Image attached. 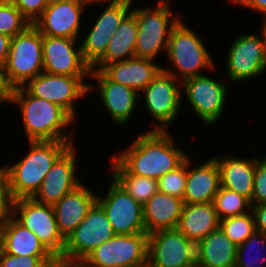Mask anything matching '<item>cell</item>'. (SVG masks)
Instances as JSON below:
<instances>
[{
	"label": "cell",
	"mask_w": 266,
	"mask_h": 267,
	"mask_svg": "<svg viewBox=\"0 0 266 267\" xmlns=\"http://www.w3.org/2000/svg\"><path fill=\"white\" fill-rule=\"evenodd\" d=\"M176 148L165 127L158 125L141 134L127 150L113 158L129 173L159 179L179 167L187 158Z\"/></svg>",
	"instance_id": "6da1fadb"
},
{
	"label": "cell",
	"mask_w": 266,
	"mask_h": 267,
	"mask_svg": "<svg viewBox=\"0 0 266 267\" xmlns=\"http://www.w3.org/2000/svg\"><path fill=\"white\" fill-rule=\"evenodd\" d=\"M30 152L15 165L0 168L5 179L8 201L32 198L55 162L73 141H29Z\"/></svg>",
	"instance_id": "7a4b0ae2"
},
{
	"label": "cell",
	"mask_w": 266,
	"mask_h": 267,
	"mask_svg": "<svg viewBox=\"0 0 266 267\" xmlns=\"http://www.w3.org/2000/svg\"><path fill=\"white\" fill-rule=\"evenodd\" d=\"M11 103L20 106L29 141H72L62 127L74 119L59 105L31 95L24 86L15 88Z\"/></svg>",
	"instance_id": "3957f363"
},
{
	"label": "cell",
	"mask_w": 266,
	"mask_h": 267,
	"mask_svg": "<svg viewBox=\"0 0 266 267\" xmlns=\"http://www.w3.org/2000/svg\"><path fill=\"white\" fill-rule=\"evenodd\" d=\"M42 47L43 35L33 24L11 38L4 69L15 88L24 86L44 71Z\"/></svg>",
	"instance_id": "277c9868"
},
{
	"label": "cell",
	"mask_w": 266,
	"mask_h": 267,
	"mask_svg": "<svg viewBox=\"0 0 266 267\" xmlns=\"http://www.w3.org/2000/svg\"><path fill=\"white\" fill-rule=\"evenodd\" d=\"M12 212H19V216L13 218L31 230L54 257L63 255L66 239L59 232L52 205L33 198H19L9 202V213Z\"/></svg>",
	"instance_id": "5b68a950"
},
{
	"label": "cell",
	"mask_w": 266,
	"mask_h": 267,
	"mask_svg": "<svg viewBox=\"0 0 266 267\" xmlns=\"http://www.w3.org/2000/svg\"><path fill=\"white\" fill-rule=\"evenodd\" d=\"M168 5L169 1H160L154 10L151 8L132 10L138 24L135 57L153 60L159 51L167 52L171 31L180 22L176 17L169 21L173 12Z\"/></svg>",
	"instance_id": "8992f818"
},
{
	"label": "cell",
	"mask_w": 266,
	"mask_h": 267,
	"mask_svg": "<svg viewBox=\"0 0 266 267\" xmlns=\"http://www.w3.org/2000/svg\"><path fill=\"white\" fill-rule=\"evenodd\" d=\"M148 233L116 234L81 262L85 267H124L147 264Z\"/></svg>",
	"instance_id": "52a82bcc"
},
{
	"label": "cell",
	"mask_w": 266,
	"mask_h": 267,
	"mask_svg": "<svg viewBox=\"0 0 266 267\" xmlns=\"http://www.w3.org/2000/svg\"><path fill=\"white\" fill-rule=\"evenodd\" d=\"M115 235L105 211L96 201L87 216L66 238L64 252L60 259L82 262L96 247Z\"/></svg>",
	"instance_id": "ba28073f"
},
{
	"label": "cell",
	"mask_w": 266,
	"mask_h": 267,
	"mask_svg": "<svg viewBox=\"0 0 266 267\" xmlns=\"http://www.w3.org/2000/svg\"><path fill=\"white\" fill-rule=\"evenodd\" d=\"M167 54L181 80L203 75L199 70L213 68L212 58L202 40L181 20L171 31Z\"/></svg>",
	"instance_id": "9c48e42d"
},
{
	"label": "cell",
	"mask_w": 266,
	"mask_h": 267,
	"mask_svg": "<svg viewBox=\"0 0 266 267\" xmlns=\"http://www.w3.org/2000/svg\"><path fill=\"white\" fill-rule=\"evenodd\" d=\"M148 267H196V244L177 228L148 236Z\"/></svg>",
	"instance_id": "30bf717a"
},
{
	"label": "cell",
	"mask_w": 266,
	"mask_h": 267,
	"mask_svg": "<svg viewBox=\"0 0 266 267\" xmlns=\"http://www.w3.org/2000/svg\"><path fill=\"white\" fill-rule=\"evenodd\" d=\"M83 78L84 76L54 75L43 71L28 81L24 88L37 98L59 105L74 119V100L84 97L92 89L90 84L84 83Z\"/></svg>",
	"instance_id": "8fae6325"
},
{
	"label": "cell",
	"mask_w": 266,
	"mask_h": 267,
	"mask_svg": "<svg viewBox=\"0 0 266 267\" xmlns=\"http://www.w3.org/2000/svg\"><path fill=\"white\" fill-rule=\"evenodd\" d=\"M106 197L97 202L102 206L116 234L146 233L143 206L114 179Z\"/></svg>",
	"instance_id": "7c38bea8"
},
{
	"label": "cell",
	"mask_w": 266,
	"mask_h": 267,
	"mask_svg": "<svg viewBox=\"0 0 266 267\" xmlns=\"http://www.w3.org/2000/svg\"><path fill=\"white\" fill-rule=\"evenodd\" d=\"M132 0L109 1L95 25L80 45L84 61L92 68L105 54L110 39L131 11Z\"/></svg>",
	"instance_id": "4fadbf2b"
},
{
	"label": "cell",
	"mask_w": 266,
	"mask_h": 267,
	"mask_svg": "<svg viewBox=\"0 0 266 267\" xmlns=\"http://www.w3.org/2000/svg\"><path fill=\"white\" fill-rule=\"evenodd\" d=\"M181 83L196 115L206 124L217 122L225 107L226 84L204 75L187 78Z\"/></svg>",
	"instance_id": "5bb4252c"
},
{
	"label": "cell",
	"mask_w": 266,
	"mask_h": 267,
	"mask_svg": "<svg viewBox=\"0 0 266 267\" xmlns=\"http://www.w3.org/2000/svg\"><path fill=\"white\" fill-rule=\"evenodd\" d=\"M174 72L162 68L154 79L142 90L149 114L159 123H172L180 110L181 91Z\"/></svg>",
	"instance_id": "9a60e30c"
},
{
	"label": "cell",
	"mask_w": 266,
	"mask_h": 267,
	"mask_svg": "<svg viewBox=\"0 0 266 267\" xmlns=\"http://www.w3.org/2000/svg\"><path fill=\"white\" fill-rule=\"evenodd\" d=\"M76 39L43 35L44 72L54 75L86 76L91 67L82 57L81 47L75 49Z\"/></svg>",
	"instance_id": "2e32d148"
},
{
	"label": "cell",
	"mask_w": 266,
	"mask_h": 267,
	"mask_svg": "<svg viewBox=\"0 0 266 267\" xmlns=\"http://www.w3.org/2000/svg\"><path fill=\"white\" fill-rule=\"evenodd\" d=\"M85 0H51L33 25L44 36L77 39Z\"/></svg>",
	"instance_id": "e0dca14e"
},
{
	"label": "cell",
	"mask_w": 266,
	"mask_h": 267,
	"mask_svg": "<svg viewBox=\"0 0 266 267\" xmlns=\"http://www.w3.org/2000/svg\"><path fill=\"white\" fill-rule=\"evenodd\" d=\"M227 57V71L232 82L258 76L266 70L263 40L257 34L238 36Z\"/></svg>",
	"instance_id": "ac0fdd59"
},
{
	"label": "cell",
	"mask_w": 266,
	"mask_h": 267,
	"mask_svg": "<svg viewBox=\"0 0 266 267\" xmlns=\"http://www.w3.org/2000/svg\"><path fill=\"white\" fill-rule=\"evenodd\" d=\"M72 145L50 168L39 190L32 197L35 201L54 205L67 193L83 183L75 175V150Z\"/></svg>",
	"instance_id": "d6986e66"
},
{
	"label": "cell",
	"mask_w": 266,
	"mask_h": 267,
	"mask_svg": "<svg viewBox=\"0 0 266 267\" xmlns=\"http://www.w3.org/2000/svg\"><path fill=\"white\" fill-rule=\"evenodd\" d=\"M90 74L98 81L101 100L111 119L117 124H126L141 94L131 87L109 80L100 70L91 69Z\"/></svg>",
	"instance_id": "ffe728a7"
},
{
	"label": "cell",
	"mask_w": 266,
	"mask_h": 267,
	"mask_svg": "<svg viewBox=\"0 0 266 267\" xmlns=\"http://www.w3.org/2000/svg\"><path fill=\"white\" fill-rule=\"evenodd\" d=\"M96 201V194L81 184L52 205L59 232L65 239L87 216Z\"/></svg>",
	"instance_id": "44dd1931"
},
{
	"label": "cell",
	"mask_w": 266,
	"mask_h": 267,
	"mask_svg": "<svg viewBox=\"0 0 266 267\" xmlns=\"http://www.w3.org/2000/svg\"><path fill=\"white\" fill-rule=\"evenodd\" d=\"M187 157V180L184 193L185 204L213 202L221 186L220 169L216 158L189 170Z\"/></svg>",
	"instance_id": "7402d4cb"
},
{
	"label": "cell",
	"mask_w": 266,
	"mask_h": 267,
	"mask_svg": "<svg viewBox=\"0 0 266 267\" xmlns=\"http://www.w3.org/2000/svg\"><path fill=\"white\" fill-rule=\"evenodd\" d=\"M152 59L133 57L104 65L100 71L109 79L142 91L160 72Z\"/></svg>",
	"instance_id": "603a6c76"
},
{
	"label": "cell",
	"mask_w": 266,
	"mask_h": 267,
	"mask_svg": "<svg viewBox=\"0 0 266 267\" xmlns=\"http://www.w3.org/2000/svg\"><path fill=\"white\" fill-rule=\"evenodd\" d=\"M184 200L158 191L143 205L146 233L176 229L184 207Z\"/></svg>",
	"instance_id": "cb8c5ba5"
},
{
	"label": "cell",
	"mask_w": 266,
	"mask_h": 267,
	"mask_svg": "<svg viewBox=\"0 0 266 267\" xmlns=\"http://www.w3.org/2000/svg\"><path fill=\"white\" fill-rule=\"evenodd\" d=\"M0 248L16 256H53L29 229L8 213L0 225Z\"/></svg>",
	"instance_id": "d4e9b609"
},
{
	"label": "cell",
	"mask_w": 266,
	"mask_h": 267,
	"mask_svg": "<svg viewBox=\"0 0 266 267\" xmlns=\"http://www.w3.org/2000/svg\"><path fill=\"white\" fill-rule=\"evenodd\" d=\"M237 247L219 227L196 245V267H235Z\"/></svg>",
	"instance_id": "484cf974"
},
{
	"label": "cell",
	"mask_w": 266,
	"mask_h": 267,
	"mask_svg": "<svg viewBox=\"0 0 266 267\" xmlns=\"http://www.w3.org/2000/svg\"><path fill=\"white\" fill-rule=\"evenodd\" d=\"M220 219L213 202L184 204L177 229L196 245L219 228Z\"/></svg>",
	"instance_id": "4316f807"
},
{
	"label": "cell",
	"mask_w": 266,
	"mask_h": 267,
	"mask_svg": "<svg viewBox=\"0 0 266 267\" xmlns=\"http://www.w3.org/2000/svg\"><path fill=\"white\" fill-rule=\"evenodd\" d=\"M216 162L220 169L221 187L233 190L251 201L257 159L227 156L225 159L217 158Z\"/></svg>",
	"instance_id": "83f0119b"
},
{
	"label": "cell",
	"mask_w": 266,
	"mask_h": 267,
	"mask_svg": "<svg viewBox=\"0 0 266 267\" xmlns=\"http://www.w3.org/2000/svg\"><path fill=\"white\" fill-rule=\"evenodd\" d=\"M137 33L136 15L133 11H130L114 32L104 56L91 69L97 67L96 70H100L106 64L135 57Z\"/></svg>",
	"instance_id": "f1b7e54d"
},
{
	"label": "cell",
	"mask_w": 266,
	"mask_h": 267,
	"mask_svg": "<svg viewBox=\"0 0 266 267\" xmlns=\"http://www.w3.org/2000/svg\"><path fill=\"white\" fill-rule=\"evenodd\" d=\"M113 179L142 206L158 192V180L129 174L113 157Z\"/></svg>",
	"instance_id": "f546056e"
},
{
	"label": "cell",
	"mask_w": 266,
	"mask_h": 267,
	"mask_svg": "<svg viewBox=\"0 0 266 267\" xmlns=\"http://www.w3.org/2000/svg\"><path fill=\"white\" fill-rule=\"evenodd\" d=\"M215 210L219 219L246 214L247 209L251 211L252 205L248 198L228 188L221 187L213 200ZM244 207H247L244 209Z\"/></svg>",
	"instance_id": "4dcf8cb0"
},
{
	"label": "cell",
	"mask_w": 266,
	"mask_h": 267,
	"mask_svg": "<svg viewBox=\"0 0 266 267\" xmlns=\"http://www.w3.org/2000/svg\"><path fill=\"white\" fill-rule=\"evenodd\" d=\"M219 227L237 246L256 231L254 215L248 213L223 218L220 220Z\"/></svg>",
	"instance_id": "1f68e13d"
},
{
	"label": "cell",
	"mask_w": 266,
	"mask_h": 267,
	"mask_svg": "<svg viewBox=\"0 0 266 267\" xmlns=\"http://www.w3.org/2000/svg\"><path fill=\"white\" fill-rule=\"evenodd\" d=\"M31 23L22 15L11 0L0 5V33L14 37L22 33Z\"/></svg>",
	"instance_id": "d6a6232c"
},
{
	"label": "cell",
	"mask_w": 266,
	"mask_h": 267,
	"mask_svg": "<svg viewBox=\"0 0 266 267\" xmlns=\"http://www.w3.org/2000/svg\"><path fill=\"white\" fill-rule=\"evenodd\" d=\"M187 180V158L176 169L158 179V191L183 199Z\"/></svg>",
	"instance_id": "836d02e7"
},
{
	"label": "cell",
	"mask_w": 266,
	"mask_h": 267,
	"mask_svg": "<svg viewBox=\"0 0 266 267\" xmlns=\"http://www.w3.org/2000/svg\"><path fill=\"white\" fill-rule=\"evenodd\" d=\"M260 239L261 241H258ZM257 241V242H256ZM266 244V235L264 233L255 231L245 242L242 244L238 245L237 247V255H236V261H235V267H263L260 265L259 262H261V259L259 255H255V262L249 260L247 261L245 259L244 252H248L249 250H254L256 246ZM256 245V246H255ZM255 246V248L253 247ZM257 249V248H256ZM264 249V248H263ZM266 250V249H265ZM258 251V249H257ZM259 252V251H258ZM252 256V255H251ZM266 260V257H264Z\"/></svg>",
	"instance_id": "e575fe53"
},
{
	"label": "cell",
	"mask_w": 266,
	"mask_h": 267,
	"mask_svg": "<svg viewBox=\"0 0 266 267\" xmlns=\"http://www.w3.org/2000/svg\"><path fill=\"white\" fill-rule=\"evenodd\" d=\"M54 256H16L5 253L0 248V267H41Z\"/></svg>",
	"instance_id": "d590c367"
},
{
	"label": "cell",
	"mask_w": 266,
	"mask_h": 267,
	"mask_svg": "<svg viewBox=\"0 0 266 267\" xmlns=\"http://www.w3.org/2000/svg\"><path fill=\"white\" fill-rule=\"evenodd\" d=\"M251 205L266 204V157L255 164L254 189Z\"/></svg>",
	"instance_id": "8d00e7d4"
},
{
	"label": "cell",
	"mask_w": 266,
	"mask_h": 267,
	"mask_svg": "<svg viewBox=\"0 0 266 267\" xmlns=\"http://www.w3.org/2000/svg\"><path fill=\"white\" fill-rule=\"evenodd\" d=\"M22 15L33 24L43 13L51 0H11Z\"/></svg>",
	"instance_id": "74e56055"
},
{
	"label": "cell",
	"mask_w": 266,
	"mask_h": 267,
	"mask_svg": "<svg viewBox=\"0 0 266 267\" xmlns=\"http://www.w3.org/2000/svg\"><path fill=\"white\" fill-rule=\"evenodd\" d=\"M15 87L10 83L4 67L0 66V102H12Z\"/></svg>",
	"instance_id": "f35d334b"
},
{
	"label": "cell",
	"mask_w": 266,
	"mask_h": 267,
	"mask_svg": "<svg viewBox=\"0 0 266 267\" xmlns=\"http://www.w3.org/2000/svg\"><path fill=\"white\" fill-rule=\"evenodd\" d=\"M250 212L254 215L256 231L266 235V204L252 205Z\"/></svg>",
	"instance_id": "ab89813d"
},
{
	"label": "cell",
	"mask_w": 266,
	"mask_h": 267,
	"mask_svg": "<svg viewBox=\"0 0 266 267\" xmlns=\"http://www.w3.org/2000/svg\"><path fill=\"white\" fill-rule=\"evenodd\" d=\"M9 213V201L6 195L5 179L0 170V222H3L5 216Z\"/></svg>",
	"instance_id": "60d3db41"
},
{
	"label": "cell",
	"mask_w": 266,
	"mask_h": 267,
	"mask_svg": "<svg viewBox=\"0 0 266 267\" xmlns=\"http://www.w3.org/2000/svg\"><path fill=\"white\" fill-rule=\"evenodd\" d=\"M11 43V37L0 33V66L4 67L7 61Z\"/></svg>",
	"instance_id": "b9f144b4"
},
{
	"label": "cell",
	"mask_w": 266,
	"mask_h": 267,
	"mask_svg": "<svg viewBox=\"0 0 266 267\" xmlns=\"http://www.w3.org/2000/svg\"><path fill=\"white\" fill-rule=\"evenodd\" d=\"M234 3L262 12L266 19V0H235Z\"/></svg>",
	"instance_id": "7bdbcfd3"
},
{
	"label": "cell",
	"mask_w": 266,
	"mask_h": 267,
	"mask_svg": "<svg viewBox=\"0 0 266 267\" xmlns=\"http://www.w3.org/2000/svg\"><path fill=\"white\" fill-rule=\"evenodd\" d=\"M55 267H85L81 262H70L55 257Z\"/></svg>",
	"instance_id": "ee69618b"
},
{
	"label": "cell",
	"mask_w": 266,
	"mask_h": 267,
	"mask_svg": "<svg viewBox=\"0 0 266 267\" xmlns=\"http://www.w3.org/2000/svg\"><path fill=\"white\" fill-rule=\"evenodd\" d=\"M265 21L263 22L262 25V40H263V51H264V59H265V65H266V19H264Z\"/></svg>",
	"instance_id": "f6af8a7d"
},
{
	"label": "cell",
	"mask_w": 266,
	"mask_h": 267,
	"mask_svg": "<svg viewBox=\"0 0 266 267\" xmlns=\"http://www.w3.org/2000/svg\"><path fill=\"white\" fill-rule=\"evenodd\" d=\"M41 267H55V257L51 261L45 262Z\"/></svg>",
	"instance_id": "bcb514c9"
},
{
	"label": "cell",
	"mask_w": 266,
	"mask_h": 267,
	"mask_svg": "<svg viewBox=\"0 0 266 267\" xmlns=\"http://www.w3.org/2000/svg\"><path fill=\"white\" fill-rule=\"evenodd\" d=\"M85 1H87L90 4V3H94V2H105V3H107L108 1H115V0H85Z\"/></svg>",
	"instance_id": "7dc6e473"
},
{
	"label": "cell",
	"mask_w": 266,
	"mask_h": 267,
	"mask_svg": "<svg viewBox=\"0 0 266 267\" xmlns=\"http://www.w3.org/2000/svg\"><path fill=\"white\" fill-rule=\"evenodd\" d=\"M124 267H148V264H145V265H137V266H124Z\"/></svg>",
	"instance_id": "c3c4849f"
}]
</instances>
